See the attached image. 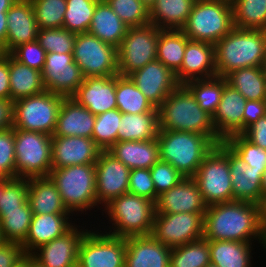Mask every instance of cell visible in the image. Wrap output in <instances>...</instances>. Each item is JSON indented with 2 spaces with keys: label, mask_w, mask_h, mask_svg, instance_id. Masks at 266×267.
<instances>
[{
  "label": "cell",
  "mask_w": 266,
  "mask_h": 267,
  "mask_svg": "<svg viewBox=\"0 0 266 267\" xmlns=\"http://www.w3.org/2000/svg\"><path fill=\"white\" fill-rule=\"evenodd\" d=\"M96 115L72 97H64L53 136L92 137Z\"/></svg>",
  "instance_id": "28"
},
{
  "label": "cell",
  "mask_w": 266,
  "mask_h": 267,
  "mask_svg": "<svg viewBox=\"0 0 266 267\" xmlns=\"http://www.w3.org/2000/svg\"><path fill=\"white\" fill-rule=\"evenodd\" d=\"M9 74L10 100L13 102L45 91L41 71L18 62L10 54Z\"/></svg>",
  "instance_id": "35"
},
{
  "label": "cell",
  "mask_w": 266,
  "mask_h": 267,
  "mask_svg": "<svg viewBox=\"0 0 266 267\" xmlns=\"http://www.w3.org/2000/svg\"><path fill=\"white\" fill-rule=\"evenodd\" d=\"M214 1H224V2H227L229 4H232L233 0H214Z\"/></svg>",
  "instance_id": "70"
},
{
  "label": "cell",
  "mask_w": 266,
  "mask_h": 267,
  "mask_svg": "<svg viewBox=\"0 0 266 267\" xmlns=\"http://www.w3.org/2000/svg\"><path fill=\"white\" fill-rule=\"evenodd\" d=\"M245 97L236 89L226 84L212 123L217 135L225 141L232 135L243 133V111Z\"/></svg>",
  "instance_id": "24"
},
{
  "label": "cell",
  "mask_w": 266,
  "mask_h": 267,
  "mask_svg": "<svg viewBox=\"0 0 266 267\" xmlns=\"http://www.w3.org/2000/svg\"><path fill=\"white\" fill-rule=\"evenodd\" d=\"M28 200V179L8 178L4 180V190L0 200V210H13Z\"/></svg>",
  "instance_id": "49"
},
{
  "label": "cell",
  "mask_w": 266,
  "mask_h": 267,
  "mask_svg": "<svg viewBox=\"0 0 266 267\" xmlns=\"http://www.w3.org/2000/svg\"><path fill=\"white\" fill-rule=\"evenodd\" d=\"M86 224L80 227L76 223L63 236L40 245L30 255L44 267H77L79 245L89 230Z\"/></svg>",
  "instance_id": "17"
},
{
  "label": "cell",
  "mask_w": 266,
  "mask_h": 267,
  "mask_svg": "<svg viewBox=\"0 0 266 267\" xmlns=\"http://www.w3.org/2000/svg\"><path fill=\"white\" fill-rule=\"evenodd\" d=\"M39 29L63 27L66 0H30Z\"/></svg>",
  "instance_id": "45"
},
{
  "label": "cell",
  "mask_w": 266,
  "mask_h": 267,
  "mask_svg": "<svg viewBox=\"0 0 266 267\" xmlns=\"http://www.w3.org/2000/svg\"><path fill=\"white\" fill-rule=\"evenodd\" d=\"M0 170L15 178V144L13 127L0 131Z\"/></svg>",
  "instance_id": "52"
},
{
  "label": "cell",
  "mask_w": 266,
  "mask_h": 267,
  "mask_svg": "<svg viewBox=\"0 0 266 267\" xmlns=\"http://www.w3.org/2000/svg\"><path fill=\"white\" fill-rule=\"evenodd\" d=\"M63 98L45 90L14 101L13 128L53 136Z\"/></svg>",
  "instance_id": "10"
},
{
  "label": "cell",
  "mask_w": 266,
  "mask_h": 267,
  "mask_svg": "<svg viewBox=\"0 0 266 267\" xmlns=\"http://www.w3.org/2000/svg\"><path fill=\"white\" fill-rule=\"evenodd\" d=\"M210 263L209 241L201 238L172 248L169 267H207Z\"/></svg>",
  "instance_id": "42"
},
{
  "label": "cell",
  "mask_w": 266,
  "mask_h": 267,
  "mask_svg": "<svg viewBox=\"0 0 266 267\" xmlns=\"http://www.w3.org/2000/svg\"><path fill=\"white\" fill-rule=\"evenodd\" d=\"M171 251L152 235L127 237L124 267H169Z\"/></svg>",
  "instance_id": "25"
},
{
  "label": "cell",
  "mask_w": 266,
  "mask_h": 267,
  "mask_svg": "<svg viewBox=\"0 0 266 267\" xmlns=\"http://www.w3.org/2000/svg\"><path fill=\"white\" fill-rule=\"evenodd\" d=\"M15 178L48 177L52 170V136L13 128Z\"/></svg>",
  "instance_id": "9"
},
{
  "label": "cell",
  "mask_w": 266,
  "mask_h": 267,
  "mask_svg": "<svg viewBox=\"0 0 266 267\" xmlns=\"http://www.w3.org/2000/svg\"><path fill=\"white\" fill-rule=\"evenodd\" d=\"M5 242H6V241H5L4 236H3V234H2V228H1V226H0V245L3 244V243H5Z\"/></svg>",
  "instance_id": "68"
},
{
  "label": "cell",
  "mask_w": 266,
  "mask_h": 267,
  "mask_svg": "<svg viewBox=\"0 0 266 267\" xmlns=\"http://www.w3.org/2000/svg\"><path fill=\"white\" fill-rule=\"evenodd\" d=\"M32 216L28 200L18 209L0 210V226L5 241L22 244L28 235Z\"/></svg>",
  "instance_id": "41"
},
{
  "label": "cell",
  "mask_w": 266,
  "mask_h": 267,
  "mask_svg": "<svg viewBox=\"0 0 266 267\" xmlns=\"http://www.w3.org/2000/svg\"><path fill=\"white\" fill-rule=\"evenodd\" d=\"M188 40L182 30L159 29L156 59L176 73L182 66Z\"/></svg>",
  "instance_id": "37"
},
{
  "label": "cell",
  "mask_w": 266,
  "mask_h": 267,
  "mask_svg": "<svg viewBox=\"0 0 266 267\" xmlns=\"http://www.w3.org/2000/svg\"><path fill=\"white\" fill-rule=\"evenodd\" d=\"M108 152L131 169H150L160 160L157 138L148 141H118Z\"/></svg>",
  "instance_id": "29"
},
{
  "label": "cell",
  "mask_w": 266,
  "mask_h": 267,
  "mask_svg": "<svg viewBox=\"0 0 266 267\" xmlns=\"http://www.w3.org/2000/svg\"><path fill=\"white\" fill-rule=\"evenodd\" d=\"M160 160L184 177H193L203 159L217 145L210 137L192 132L158 130Z\"/></svg>",
  "instance_id": "5"
},
{
  "label": "cell",
  "mask_w": 266,
  "mask_h": 267,
  "mask_svg": "<svg viewBox=\"0 0 266 267\" xmlns=\"http://www.w3.org/2000/svg\"><path fill=\"white\" fill-rule=\"evenodd\" d=\"M203 238L208 241L256 242L266 249L258 214V205L232 201L207 206L204 215ZM266 251V250H265Z\"/></svg>",
  "instance_id": "1"
},
{
  "label": "cell",
  "mask_w": 266,
  "mask_h": 267,
  "mask_svg": "<svg viewBox=\"0 0 266 267\" xmlns=\"http://www.w3.org/2000/svg\"><path fill=\"white\" fill-rule=\"evenodd\" d=\"M242 135L252 144L266 150V114L251 124Z\"/></svg>",
  "instance_id": "56"
},
{
  "label": "cell",
  "mask_w": 266,
  "mask_h": 267,
  "mask_svg": "<svg viewBox=\"0 0 266 267\" xmlns=\"http://www.w3.org/2000/svg\"><path fill=\"white\" fill-rule=\"evenodd\" d=\"M229 171L233 190V201L258 203L263 195L262 174L243 162L229 146Z\"/></svg>",
  "instance_id": "26"
},
{
  "label": "cell",
  "mask_w": 266,
  "mask_h": 267,
  "mask_svg": "<svg viewBox=\"0 0 266 267\" xmlns=\"http://www.w3.org/2000/svg\"><path fill=\"white\" fill-rule=\"evenodd\" d=\"M129 77L155 108L180 85L175 73L157 59L136 70Z\"/></svg>",
  "instance_id": "18"
},
{
  "label": "cell",
  "mask_w": 266,
  "mask_h": 267,
  "mask_svg": "<svg viewBox=\"0 0 266 267\" xmlns=\"http://www.w3.org/2000/svg\"><path fill=\"white\" fill-rule=\"evenodd\" d=\"M205 213L155 214L151 235L169 248L203 238Z\"/></svg>",
  "instance_id": "14"
},
{
  "label": "cell",
  "mask_w": 266,
  "mask_h": 267,
  "mask_svg": "<svg viewBox=\"0 0 266 267\" xmlns=\"http://www.w3.org/2000/svg\"><path fill=\"white\" fill-rule=\"evenodd\" d=\"M7 35L0 53L9 54L17 46L36 41L38 25L30 0H17L7 12Z\"/></svg>",
  "instance_id": "21"
},
{
  "label": "cell",
  "mask_w": 266,
  "mask_h": 267,
  "mask_svg": "<svg viewBox=\"0 0 266 267\" xmlns=\"http://www.w3.org/2000/svg\"><path fill=\"white\" fill-rule=\"evenodd\" d=\"M159 130L198 133L210 137L217 145L223 140L217 135L212 116L202 110L190 90L180 84L158 107Z\"/></svg>",
  "instance_id": "2"
},
{
  "label": "cell",
  "mask_w": 266,
  "mask_h": 267,
  "mask_svg": "<svg viewBox=\"0 0 266 267\" xmlns=\"http://www.w3.org/2000/svg\"><path fill=\"white\" fill-rule=\"evenodd\" d=\"M25 255L20 243L5 242L0 245V267H14Z\"/></svg>",
  "instance_id": "54"
},
{
  "label": "cell",
  "mask_w": 266,
  "mask_h": 267,
  "mask_svg": "<svg viewBox=\"0 0 266 267\" xmlns=\"http://www.w3.org/2000/svg\"><path fill=\"white\" fill-rule=\"evenodd\" d=\"M14 267H28V254H26Z\"/></svg>",
  "instance_id": "63"
},
{
  "label": "cell",
  "mask_w": 266,
  "mask_h": 267,
  "mask_svg": "<svg viewBox=\"0 0 266 267\" xmlns=\"http://www.w3.org/2000/svg\"><path fill=\"white\" fill-rule=\"evenodd\" d=\"M207 267H218V266L213 265V264L210 263Z\"/></svg>",
  "instance_id": "71"
},
{
  "label": "cell",
  "mask_w": 266,
  "mask_h": 267,
  "mask_svg": "<svg viewBox=\"0 0 266 267\" xmlns=\"http://www.w3.org/2000/svg\"><path fill=\"white\" fill-rule=\"evenodd\" d=\"M227 84L246 100H266V76L261 67H244L228 73Z\"/></svg>",
  "instance_id": "36"
},
{
  "label": "cell",
  "mask_w": 266,
  "mask_h": 267,
  "mask_svg": "<svg viewBox=\"0 0 266 267\" xmlns=\"http://www.w3.org/2000/svg\"><path fill=\"white\" fill-rule=\"evenodd\" d=\"M55 184L67 210L81 216L102 209L96 198L95 164L74 165L52 169L48 176ZM98 209H94V208ZM91 210V211H90ZM87 211V212H86ZM80 215H79V214Z\"/></svg>",
  "instance_id": "6"
},
{
  "label": "cell",
  "mask_w": 266,
  "mask_h": 267,
  "mask_svg": "<svg viewBox=\"0 0 266 267\" xmlns=\"http://www.w3.org/2000/svg\"><path fill=\"white\" fill-rule=\"evenodd\" d=\"M193 179L207 206L233 201L229 145L222 141L203 159Z\"/></svg>",
  "instance_id": "8"
},
{
  "label": "cell",
  "mask_w": 266,
  "mask_h": 267,
  "mask_svg": "<svg viewBox=\"0 0 266 267\" xmlns=\"http://www.w3.org/2000/svg\"><path fill=\"white\" fill-rule=\"evenodd\" d=\"M99 0H66L63 28L80 34L88 32Z\"/></svg>",
  "instance_id": "43"
},
{
  "label": "cell",
  "mask_w": 266,
  "mask_h": 267,
  "mask_svg": "<svg viewBox=\"0 0 266 267\" xmlns=\"http://www.w3.org/2000/svg\"><path fill=\"white\" fill-rule=\"evenodd\" d=\"M106 2L129 28L150 23L149 8L141 0H106Z\"/></svg>",
  "instance_id": "46"
},
{
  "label": "cell",
  "mask_w": 266,
  "mask_h": 267,
  "mask_svg": "<svg viewBox=\"0 0 266 267\" xmlns=\"http://www.w3.org/2000/svg\"><path fill=\"white\" fill-rule=\"evenodd\" d=\"M116 103L122 113H148L155 109L129 76L119 74L116 75Z\"/></svg>",
  "instance_id": "38"
},
{
  "label": "cell",
  "mask_w": 266,
  "mask_h": 267,
  "mask_svg": "<svg viewBox=\"0 0 266 267\" xmlns=\"http://www.w3.org/2000/svg\"><path fill=\"white\" fill-rule=\"evenodd\" d=\"M9 54L0 53V99H10Z\"/></svg>",
  "instance_id": "57"
},
{
  "label": "cell",
  "mask_w": 266,
  "mask_h": 267,
  "mask_svg": "<svg viewBox=\"0 0 266 267\" xmlns=\"http://www.w3.org/2000/svg\"><path fill=\"white\" fill-rule=\"evenodd\" d=\"M14 102L0 99V131L13 127Z\"/></svg>",
  "instance_id": "58"
},
{
  "label": "cell",
  "mask_w": 266,
  "mask_h": 267,
  "mask_svg": "<svg viewBox=\"0 0 266 267\" xmlns=\"http://www.w3.org/2000/svg\"><path fill=\"white\" fill-rule=\"evenodd\" d=\"M118 127L117 142L155 139L159 130L158 108L148 113H122Z\"/></svg>",
  "instance_id": "33"
},
{
  "label": "cell",
  "mask_w": 266,
  "mask_h": 267,
  "mask_svg": "<svg viewBox=\"0 0 266 267\" xmlns=\"http://www.w3.org/2000/svg\"><path fill=\"white\" fill-rule=\"evenodd\" d=\"M233 27L266 31V0H233Z\"/></svg>",
  "instance_id": "40"
},
{
  "label": "cell",
  "mask_w": 266,
  "mask_h": 267,
  "mask_svg": "<svg viewBox=\"0 0 266 267\" xmlns=\"http://www.w3.org/2000/svg\"><path fill=\"white\" fill-rule=\"evenodd\" d=\"M28 267H44L36 261L30 254H28Z\"/></svg>",
  "instance_id": "62"
},
{
  "label": "cell",
  "mask_w": 266,
  "mask_h": 267,
  "mask_svg": "<svg viewBox=\"0 0 266 267\" xmlns=\"http://www.w3.org/2000/svg\"><path fill=\"white\" fill-rule=\"evenodd\" d=\"M128 192L156 202V190L150 169H131Z\"/></svg>",
  "instance_id": "53"
},
{
  "label": "cell",
  "mask_w": 266,
  "mask_h": 267,
  "mask_svg": "<svg viewBox=\"0 0 266 267\" xmlns=\"http://www.w3.org/2000/svg\"><path fill=\"white\" fill-rule=\"evenodd\" d=\"M225 142L254 170L266 169V150L248 141L242 134H235Z\"/></svg>",
  "instance_id": "48"
},
{
  "label": "cell",
  "mask_w": 266,
  "mask_h": 267,
  "mask_svg": "<svg viewBox=\"0 0 266 267\" xmlns=\"http://www.w3.org/2000/svg\"><path fill=\"white\" fill-rule=\"evenodd\" d=\"M6 179H8V177L0 170V181Z\"/></svg>",
  "instance_id": "69"
},
{
  "label": "cell",
  "mask_w": 266,
  "mask_h": 267,
  "mask_svg": "<svg viewBox=\"0 0 266 267\" xmlns=\"http://www.w3.org/2000/svg\"><path fill=\"white\" fill-rule=\"evenodd\" d=\"M214 46L218 76L225 77L244 67H261L266 52V31L234 27Z\"/></svg>",
  "instance_id": "4"
},
{
  "label": "cell",
  "mask_w": 266,
  "mask_h": 267,
  "mask_svg": "<svg viewBox=\"0 0 266 267\" xmlns=\"http://www.w3.org/2000/svg\"><path fill=\"white\" fill-rule=\"evenodd\" d=\"M205 204L197 182L184 177L168 191L161 193L155 202V214L205 213Z\"/></svg>",
  "instance_id": "20"
},
{
  "label": "cell",
  "mask_w": 266,
  "mask_h": 267,
  "mask_svg": "<svg viewBox=\"0 0 266 267\" xmlns=\"http://www.w3.org/2000/svg\"><path fill=\"white\" fill-rule=\"evenodd\" d=\"M7 12L0 11V50L5 46L7 35Z\"/></svg>",
  "instance_id": "60"
},
{
  "label": "cell",
  "mask_w": 266,
  "mask_h": 267,
  "mask_svg": "<svg viewBox=\"0 0 266 267\" xmlns=\"http://www.w3.org/2000/svg\"><path fill=\"white\" fill-rule=\"evenodd\" d=\"M28 203L33 214H71L49 177L28 179Z\"/></svg>",
  "instance_id": "30"
},
{
  "label": "cell",
  "mask_w": 266,
  "mask_h": 267,
  "mask_svg": "<svg viewBox=\"0 0 266 267\" xmlns=\"http://www.w3.org/2000/svg\"><path fill=\"white\" fill-rule=\"evenodd\" d=\"M175 75L180 84L216 76L215 46L208 42L189 39L182 66Z\"/></svg>",
  "instance_id": "23"
},
{
  "label": "cell",
  "mask_w": 266,
  "mask_h": 267,
  "mask_svg": "<svg viewBox=\"0 0 266 267\" xmlns=\"http://www.w3.org/2000/svg\"><path fill=\"white\" fill-rule=\"evenodd\" d=\"M266 114V100H246L243 111V132Z\"/></svg>",
  "instance_id": "55"
},
{
  "label": "cell",
  "mask_w": 266,
  "mask_h": 267,
  "mask_svg": "<svg viewBox=\"0 0 266 267\" xmlns=\"http://www.w3.org/2000/svg\"><path fill=\"white\" fill-rule=\"evenodd\" d=\"M151 177L158 196L177 185L184 176L179 173L170 163L159 160L150 168Z\"/></svg>",
  "instance_id": "50"
},
{
  "label": "cell",
  "mask_w": 266,
  "mask_h": 267,
  "mask_svg": "<svg viewBox=\"0 0 266 267\" xmlns=\"http://www.w3.org/2000/svg\"><path fill=\"white\" fill-rule=\"evenodd\" d=\"M17 0H0V11H8Z\"/></svg>",
  "instance_id": "61"
},
{
  "label": "cell",
  "mask_w": 266,
  "mask_h": 267,
  "mask_svg": "<svg viewBox=\"0 0 266 267\" xmlns=\"http://www.w3.org/2000/svg\"><path fill=\"white\" fill-rule=\"evenodd\" d=\"M3 190H4V180L0 181V200L3 194Z\"/></svg>",
  "instance_id": "67"
},
{
  "label": "cell",
  "mask_w": 266,
  "mask_h": 267,
  "mask_svg": "<svg viewBox=\"0 0 266 267\" xmlns=\"http://www.w3.org/2000/svg\"><path fill=\"white\" fill-rule=\"evenodd\" d=\"M232 4L196 0L186 25L181 29L190 40L215 45L233 29Z\"/></svg>",
  "instance_id": "7"
},
{
  "label": "cell",
  "mask_w": 266,
  "mask_h": 267,
  "mask_svg": "<svg viewBox=\"0 0 266 267\" xmlns=\"http://www.w3.org/2000/svg\"><path fill=\"white\" fill-rule=\"evenodd\" d=\"M41 73L45 90L64 97H72L84 80L73 53H47Z\"/></svg>",
  "instance_id": "15"
},
{
  "label": "cell",
  "mask_w": 266,
  "mask_h": 267,
  "mask_svg": "<svg viewBox=\"0 0 266 267\" xmlns=\"http://www.w3.org/2000/svg\"><path fill=\"white\" fill-rule=\"evenodd\" d=\"M117 48L89 32L76 34L73 60L86 77L118 75Z\"/></svg>",
  "instance_id": "11"
},
{
  "label": "cell",
  "mask_w": 266,
  "mask_h": 267,
  "mask_svg": "<svg viewBox=\"0 0 266 267\" xmlns=\"http://www.w3.org/2000/svg\"><path fill=\"white\" fill-rule=\"evenodd\" d=\"M9 54L18 62L42 72L47 52L33 41L17 46Z\"/></svg>",
  "instance_id": "51"
},
{
  "label": "cell",
  "mask_w": 266,
  "mask_h": 267,
  "mask_svg": "<svg viewBox=\"0 0 266 267\" xmlns=\"http://www.w3.org/2000/svg\"><path fill=\"white\" fill-rule=\"evenodd\" d=\"M252 243L254 244L227 240L209 241L211 264L218 267H253Z\"/></svg>",
  "instance_id": "34"
},
{
  "label": "cell",
  "mask_w": 266,
  "mask_h": 267,
  "mask_svg": "<svg viewBox=\"0 0 266 267\" xmlns=\"http://www.w3.org/2000/svg\"><path fill=\"white\" fill-rule=\"evenodd\" d=\"M76 34L67 29H39L36 41L47 52L73 53Z\"/></svg>",
  "instance_id": "47"
},
{
  "label": "cell",
  "mask_w": 266,
  "mask_h": 267,
  "mask_svg": "<svg viewBox=\"0 0 266 267\" xmlns=\"http://www.w3.org/2000/svg\"><path fill=\"white\" fill-rule=\"evenodd\" d=\"M102 151L92 138L52 136V169L95 164Z\"/></svg>",
  "instance_id": "19"
},
{
  "label": "cell",
  "mask_w": 266,
  "mask_h": 267,
  "mask_svg": "<svg viewBox=\"0 0 266 267\" xmlns=\"http://www.w3.org/2000/svg\"><path fill=\"white\" fill-rule=\"evenodd\" d=\"M258 205L259 222L263 233L266 235V193L262 195Z\"/></svg>",
  "instance_id": "59"
},
{
  "label": "cell",
  "mask_w": 266,
  "mask_h": 267,
  "mask_svg": "<svg viewBox=\"0 0 266 267\" xmlns=\"http://www.w3.org/2000/svg\"><path fill=\"white\" fill-rule=\"evenodd\" d=\"M226 78L213 76L210 78L194 79L184 85L190 90L202 110L213 116L220 103Z\"/></svg>",
  "instance_id": "39"
},
{
  "label": "cell",
  "mask_w": 266,
  "mask_h": 267,
  "mask_svg": "<svg viewBox=\"0 0 266 267\" xmlns=\"http://www.w3.org/2000/svg\"><path fill=\"white\" fill-rule=\"evenodd\" d=\"M159 29L152 24L128 28L118 54V74L129 76L156 60Z\"/></svg>",
  "instance_id": "12"
},
{
  "label": "cell",
  "mask_w": 266,
  "mask_h": 267,
  "mask_svg": "<svg viewBox=\"0 0 266 267\" xmlns=\"http://www.w3.org/2000/svg\"><path fill=\"white\" fill-rule=\"evenodd\" d=\"M196 0H156L149 9L150 24L158 29L181 30Z\"/></svg>",
  "instance_id": "32"
},
{
  "label": "cell",
  "mask_w": 266,
  "mask_h": 267,
  "mask_svg": "<svg viewBox=\"0 0 266 267\" xmlns=\"http://www.w3.org/2000/svg\"><path fill=\"white\" fill-rule=\"evenodd\" d=\"M121 117L122 112L117 108L96 115L91 138L103 151H108L117 142Z\"/></svg>",
  "instance_id": "44"
},
{
  "label": "cell",
  "mask_w": 266,
  "mask_h": 267,
  "mask_svg": "<svg viewBox=\"0 0 266 267\" xmlns=\"http://www.w3.org/2000/svg\"><path fill=\"white\" fill-rule=\"evenodd\" d=\"M96 198L101 208L113 198L128 192L130 169L108 151H102L95 163Z\"/></svg>",
  "instance_id": "16"
},
{
  "label": "cell",
  "mask_w": 266,
  "mask_h": 267,
  "mask_svg": "<svg viewBox=\"0 0 266 267\" xmlns=\"http://www.w3.org/2000/svg\"><path fill=\"white\" fill-rule=\"evenodd\" d=\"M128 26L112 10L106 0H99L92 16L88 32L101 41L118 48L128 30Z\"/></svg>",
  "instance_id": "31"
},
{
  "label": "cell",
  "mask_w": 266,
  "mask_h": 267,
  "mask_svg": "<svg viewBox=\"0 0 266 267\" xmlns=\"http://www.w3.org/2000/svg\"><path fill=\"white\" fill-rule=\"evenodd\" d=\"M73 216L72 214H33L28 235L21 244L24 253L31 254L40 245L63 236L76 224L71 220Z\"/></svg>",
  "instance_id": "27"
},
{
  "label": "cell",
  "mask_w": 266,
  "mask_h": 267,
  "mask_svg": "<svg viewBox=\"0 0 266 267\" xmlns=\"http://www.w3.org/2000/svg\"><path fill=\"white\" fill-rule=\"evenodd\" d=\"M261 68L263 70L264 75L266 76V52H265V57L263 59V63H262Z\"/></svg>",
  "instance_id": "66"
},
{
  "label": "cell",
  "mask_w": 266,
  "mask_h": 267,
  "mask_svg": "<svg viewBox=\"0 0 266 267\" xmlns=\"http://www.w3.org/2000/svg\"><path fill=\"white\" fill-rule=\"evenodd\" d=\"M262 191H263V194L266 193V169L264 170L262 174Z\"/></svg>",
  "instance_id": "64"
},
{
  "label": "cell",
  "mask_w": 266,
  "mask_h": 267,
  "mask_svg": "<svg viewBox=\"0 0 266 267\" xmlns=\"http://www.w3.org/2000/svg\"><path fill=\"white\" fill-rule=\"evenodd\" d=\"M99 230L93 227L82 238L77 267H124L126 238Z\"/></svg>",
  "instance_id": "13"
},
{
  "label": "cell",
  "mask_w": 266,
  "mask_h": 267,
  "mask_svg": "<svg viewBox=\"0 0 266 267\" xmlns=\"http://www.w3.org/2000/svg\"><path fill=\"white\" fill-rule=\"evenodd\" d=\"M101 213L102 216L106 214L104 217L110 224L104 226L108 229L102 230L110 235L122 238L148 236L153 230L155 202L127 192L113 198Z\"/></svg>",
  "instance_id": "3"
},
{
  "label": "cell",
  "mask_w": 266,
  "mask_h": 267,
  "mask_svg": "<svg viewBox=\"0 0 266 267\" xmlns=\"http://www.w3.org/2000/svg\"><path fill=\"white\" fill-rule=\"evenodd\" d=\"M149 9L156 2V0H141Z\"/></svg>",
  "instance_id": "65"
},
{
  "label": "cell",
  "mask_w": 266,
  "mask_h": 267,
  "mask_svg": "<svg viewBox=\"0 0 266 267\" xmlns=\"http://www.w3.org/2000/svg\"><path fill=\"white\" fill-rule=\"evenodd\" d=\"M72 98L94 115L114 110L116 76L86 77Z\"/></svg>",
  "instance_id": "22"
}]
</instances>
